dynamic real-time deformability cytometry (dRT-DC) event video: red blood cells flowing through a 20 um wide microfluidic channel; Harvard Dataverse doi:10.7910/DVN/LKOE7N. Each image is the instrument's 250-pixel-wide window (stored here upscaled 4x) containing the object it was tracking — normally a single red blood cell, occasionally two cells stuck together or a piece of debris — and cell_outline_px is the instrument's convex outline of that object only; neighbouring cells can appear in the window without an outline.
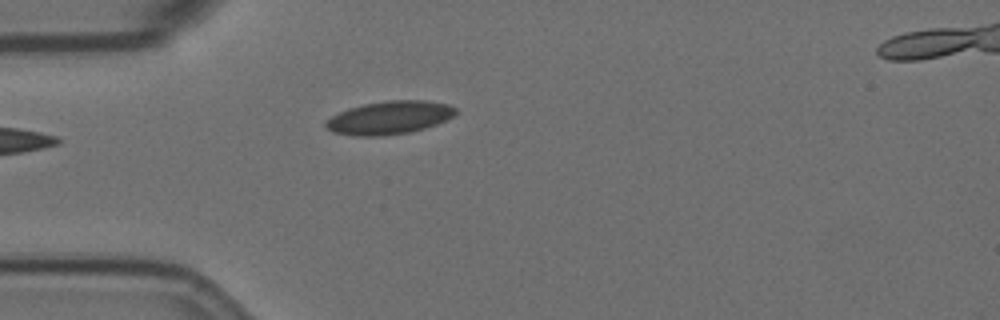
{"species": "Egyptian fruit bat (a non-hibernating species)", "species_latin": "Rousettus aegyptiacus", "temperature_condition": "room temperature", "stored_images_in_passage": 38, "camera_frame_rate_fps": 3000, "um_per_image_px": 0.085, "animal": {"sex": "female"}, "frame": {"image": 1, "passage_image": 1, "time_ms": 0.0, "image_size_px": [1000, 320], "cell_outline_px": [[456, 112], [452, 116], [436, 124], [424, 128], [408, 132], [380, 136], [352, 136], [332, 132], [324, 124], [332, 116], [348, 108], [364, 104], [388, 100], [424, 100], [448, 104], [456, 108]], "centroid_in_image_um": [33.08, 10.0], "position_along_channel_um": 51.9, "area_um2": 24.85}}
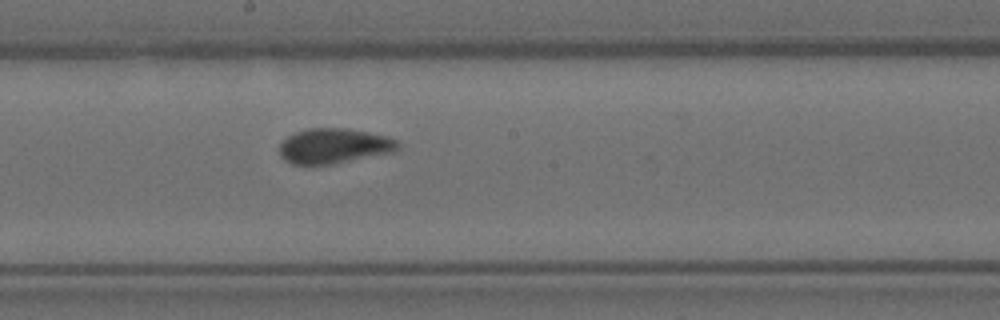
{"frame": {"image": 2, "passage_image": 16, "time_ms": 5.0, "image_size_px": [1000, 320], "cell_outline_px": [[400, 148], [392, 152], [332, 164], [292, 164], [284, 160], [280, 156], [280, 144], [288, 136], [296, 132], [308, 128], [348, 128], [388, 136], [396, 140], [400, 144]], "centroid_in_image_um": [28.4, 12.4], "position_along_channel_um": 219.8, "area_um2": 24.16}}
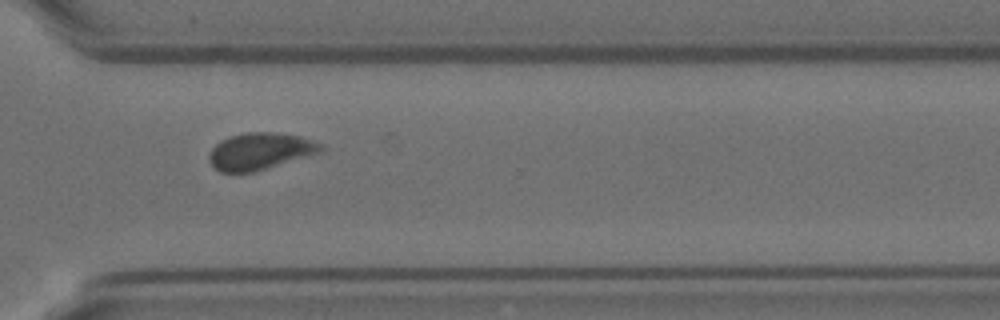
{"frame": {"image": 3, "passage_image": 27, "time_ms": 8.667, "image_size_px": [1000, 320], "cell_outline_px": [[324, 152], [252, 172], [220, 172], [208, 160], [208, 156], [212, 148], [220, 140], [228, 136], [244, 132], [276, 132], [300, 136], [312, 140], [320, 144], [324, 148]], "centroid_in_image_um": [22.11, 12.84], "position_along_channel_um": 348.5, "area_um2": 24.1}, "authors_computed_cell_mechanics": {"area_um2": 24.276, "velocity_mm_per_s": 3.5212, "shape_relaxation_time_tau1_ms": 10.4615, "shape_relaxation_time_tau2_ms": 0.7248, "deformation_change_tau1": 0.1635, "deformation_change_tau2": 0.0388}}